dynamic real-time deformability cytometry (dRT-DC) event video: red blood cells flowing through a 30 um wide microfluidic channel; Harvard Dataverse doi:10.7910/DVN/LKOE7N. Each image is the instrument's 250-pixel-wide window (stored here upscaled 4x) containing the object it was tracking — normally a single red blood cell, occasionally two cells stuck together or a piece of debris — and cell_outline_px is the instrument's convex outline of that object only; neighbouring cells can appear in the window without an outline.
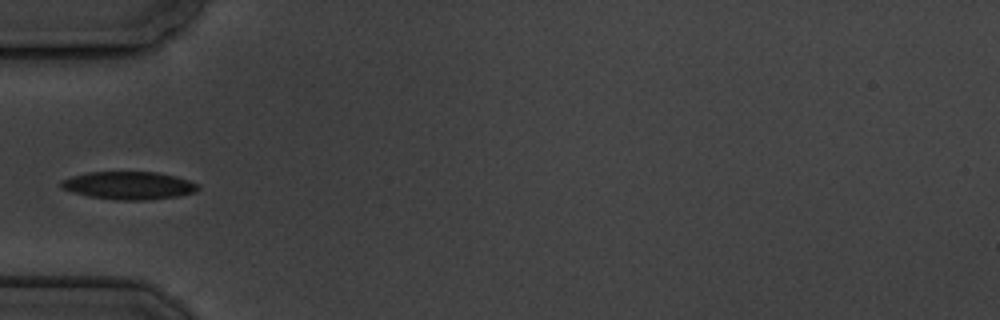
{"species": "common noctule bat (a hibernating species)", "species_latin": "Nyctalus noctula", "temperature_condition": "cold", "stored_images_in_passage": 3, "camera_frame_rate_fps": 3000, "um_per_image_px": 0.085, "animal": {"sex": "male", "body_mass_g": 19.5, "forearm_length_mm": 54.6}, "frame": {"image": 1, "passage_image": 3, "time_ms": 2.333, "image_size_px": [1000, 320], "cell_outline_px": [[200, 188], [196, 192], [180, 196], [148, 200], [116, 200], [88, 196], [72, 192], [60, 188], [60, 180], [72, 176], [88, 172], [156, 172], [176, 176], [200, 184]], "centroid_in_image_um": [10.96, 15.77], "position_along_channel_um": 74.0, "area_um2": 22.48}}